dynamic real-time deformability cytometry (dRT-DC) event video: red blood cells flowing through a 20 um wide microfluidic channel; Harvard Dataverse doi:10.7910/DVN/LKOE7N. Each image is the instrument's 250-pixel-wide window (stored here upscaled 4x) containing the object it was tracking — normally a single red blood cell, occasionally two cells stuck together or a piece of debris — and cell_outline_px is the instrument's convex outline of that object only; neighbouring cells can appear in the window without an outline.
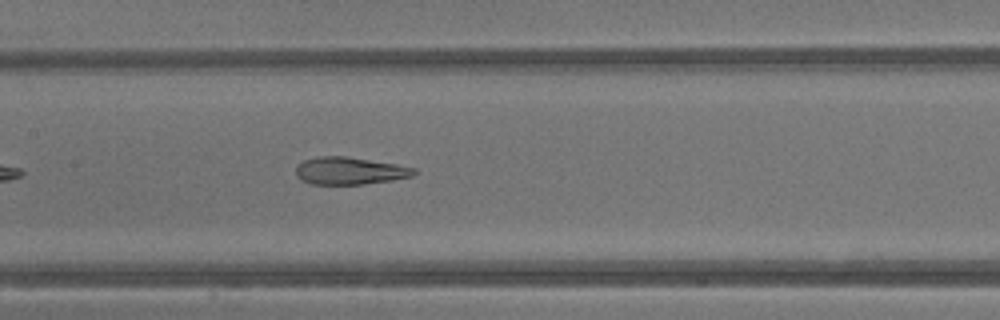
{"species": "common noctule bat (a hibernating species)", "species_latin": "Nyctalus noctula", "temperature_condition": "warm", "stored_images_in_passage": 19, "camera_frame_rate_fps": 3000, "um_per_image_px": 0.085, "animal": {"sex": "male", "body_mass_g": 13.3}, "frame": {"image": 1, "passage_image": 9, "time_ms": 2.667, "image_size_px": [1000, 320], "cell_outline_px": [[416, 172], [412, 176], [392, 180], [364, 184], [312, 184], [300, 180], [296, 176], [296, 168], [304, 160], [320, 156], [348, 156], [396, 164], [416, 168]], "centroid_in_image_um": [29.72, 14.52], "position_along_channel_um": 177.7, "area_um2": 18.84}}
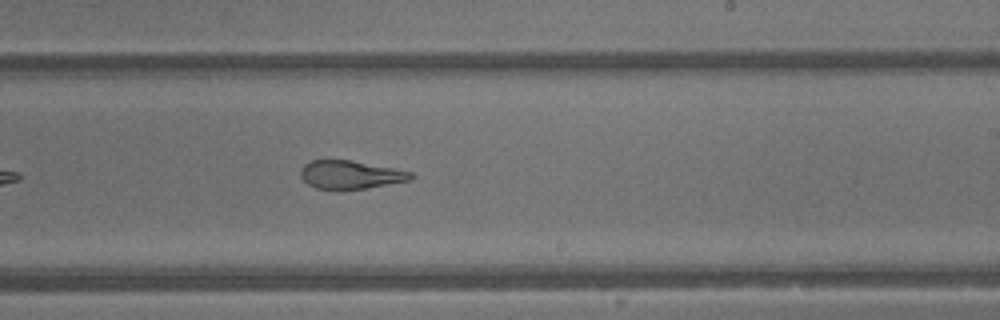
{"frame": {"image": 2, "passage_image": 14, "time_ms": 4.333, "image_size_px": [1000, 320], "cell_outline_px": [[416, 176], [412, 180], [364, 188], [316, 188], [308, 184], [300, 176], [300, 168], [304, 164], [312, 160], [352, 160], [412, 172]], "centroid_in_image_um": [29.8, 14.83], "position_along_channel_um": 259.2, "area_um2": 17.92}}